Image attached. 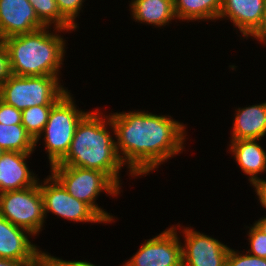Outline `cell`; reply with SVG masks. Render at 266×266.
Returning a JSON list of instances; mask_svg holds the SVG:
<instances>
[{
  "label": "cell",
  "mask_w": 266,
  "mask_h": 266,
  "mask_svg": "<svg viewBox=\"0 0 266 266\" xmlns=\"http://www.w3.org/2000/svg\"><path fill=\"white\" fill-rule=\"evenodd\" d=\"M12 75L8 51L5 44L0 40V85Z\"/></svg>",
  "instance_id": "obj_26"
},
{
  "label": "cell",
  "mask_w": 266,
  "mask_h": 266,
  "mask_svg": "<svg viewBox=\"0 0 266 266\" xmlns=\"http://www.w3.org/2000/svg\"><path fill=\"white\" fill-rule=\"evenodd\" d=\"M109 116L117 153L131 175H146L183 150L185 126L168 116L138 111Z\"/></svg>",
  "instance_id": "obj_1"
},
{
  "label": "cell",
  "mask_w": 266,
  "mask_h": 266,
  "mask_svg": "<svg viewBox=\"0 0 266 266\" xmlns=\"http://www.w3.org/2000/svg\"><path fill=\"white\" fill-rule=\"evenodd\" d=\"M123 266H183L182 246L171 227L144 243Z\"/></svg>",
  "instance_id": "obj_9"
},
{
  "label": "cell",
  "mask_w": 266,
  "mask_h": 266,
  "mask_svg": "<svg viewBox=\"0 0 266 266\" xmlns=\"http://www.w3.org/2000/svg\"><path fill=\"white\" fill-rule=\"evenodd\" d=\"M44 266H96L86 261H66L44 253Z\"/></svg>",
  "instance_id": "obj_27"
},
{
  "label": "cell",
  "mask_w": 266,
  "mask_h": 266,
  "mask_svg": "<svg viewBox=\"0 0 266 266\" xmlns=\"http://www.w3.org/2000/svg\"><path fill=\"white\" fill-rule=\"evenodd\" d=\"M232 139L261 140L266 135V102L246 108H238Z\"/></svg>",
  "instance_id": "obj_15"
},
{
  "label": "cell",
  "mask_w": 266,
  "mask_h": 266,
  "mask_svg": "<svg viewBox=\"0 0 266 266\" xmlns=\"http://www.w3.org/2000/svg\"><path fill=\"white\" fill-rule=\"evenodd\" d=\"M38 19L49 28L54 23L55 29L69 31L76 29L59 11L56 0H29Z\"/></svg>",
  "instance_id": "obj_20"
},
{
  "label": "cell",
  "mask_w": 266,
  "mask_h": 266,
  "mask_svg": "<svg viewBox=\"0 0 266 266\" xmlns=\"http://www.w3.org/2000/svg\"><path fill=\"white\" fill-rule=\"evenodd\" d=\"M252 185L256 188L255 191L262 207L266 208V180L258 179Z\"/></svg>",
  "instance_id": "obj_28"
},
{
  "label": "cell",
  "mask_w": 266,
  "mask_h": 266,
  "mask_svg": "<svg viewBox=\"0 0 266 266\" xmlns=\"http://www.w3.org/2000/svg\"><path fill=\"white\" fill-rule=\"evenodd\" d=\"M0 123L5 125L22 124V111L0 99Z\"/></svg>",
  "instance_id": "obj_25"
},
{
  "label": "cell",
  "mask_w": 266,
  "mask_h": 266,
  "mask_svg": "<svg viewBox=\"0 0 266 266\" xmlns=\"http://www.w3.org/2000/svg\"><path fill=\"white\" fill-rule=\"evenodd\" d=\"M56 76H17L12 74L0 85V99L19 110L54 105L68 91Z\"/></svg>",
  "instance_id": "obj_5"
},
{
  "label": "cell",
  "mask_w": 266,
  "mask_h": 266,
  "mask_svg": "<svg viewBox=\"0 0 266 266\" xmlns=\"http://www.w3.org/2000/svg\"><path fill=\"white\" fill-rule=\"evenodd\" d=\"M257 38L260 42H266V10L264 12L263 20L258 29L251 35Z\"/></svg>",
  "instance_id": "obj_30"
},
{
  "label": "cell",
  "mask_w": 266,
  "mask_h": 266,
  "mask_svg": "<svg viewBox=\"0 0 266 266\" xmlns=\"http://www.w3.org/2000/svg\"><path fill=\"white\" fill-rule=\"evenodd\" d=\"M98 113L88 112L78 123L70 149L58 165L98 170L119 186V171L124 164L117 153L116 141L106 130L110 116L106 122Z\"/></svg>",
  "instance_id": "obj_2"
},
{
  "label": "cell",
  "mask_w": 266,
  "mask_h": 266,
  "mask_svg": "<svg viewBox=\"0 0 266 266\" xmlns=\"http://www.w3.org/2000/svg\"><path fill=\"white\" fill-rule=\"evenodd\" d=\"M70 92L64 94L51 108L43 130L50 165L58 164L68 153L75 129L87 112L79 111Z\"/></svg>",
  "instance_id": "obj_6"
},
{
  "label": "cell",
  "mask_w": 266,
  "mask_h": 266,
  "mask_svg": "<svg viewBox=\"0 0 266 266\" xmlns=\"http://www.w3.org/2000/svg\"><path fill=\"white\" fill-rule=\"evenodd\" d=\"M40 191L45 217L47 212H52L76 222H105L88 204L71 196L52 174L40 184Z\"/></svg>",
  "instance_id": "obj_8"
},
{
  "label": "cell",
  "mask_w": 266,
  "mask_h": 266,
  "mask_svg": "<svg viewBox=\"0 0 266 266\" xmlns=\"http://www.w3.org/2000/svg\"><path fill=\"white\" fill-rule=\"evenodd\" d=\"M35 140L22 124L0 123V147L6 151L33 153Z\"/></svg>",
  "instance_id": "obj_19"
},
{
  "label": "cell",
  "mask_w": 266,
  "mask_h": 266,
  "mask_svg": "<svg viewBox=\"0 0 266 266\" xmlns=\"http://www.w3.org/2000/svg\"><path fill=\"white\" fill-rule=\"evenodd\" d=\"M230 150L236 162L245 174L250 175L251 184L258 180L257 174L266 171V152L257 143V139H232Z\"/></svg>",
  "instance_id": "obj_16"
},
{
  "label": "cell",
  "mask_w": 266,
  "mask_h": 266,
  "mask_svg": "<svg viewBox=\"0 0 266 266\" xmlns=\"http://www.w3.org/2000/svg\"><path fill=\"white\" fill-rule=\"evenodd\" d=\"M60 13L75 27V18L82 7L83 0H56Z\"/></svg>",
  "instance_id": "obj_24"
},
{
  "label": "cell",
  "mask_w": 266,
  "mask_h": 266,
  "mask_svg": "<svg viewBox=\"0 0 266 266\" xmlns=\"http://www.w3.org/2000/svg\"><path fill=\"white\" fill-rule=\"evenodd\" d=\"M0 266H44V261H16L0 258Z\"/></svg>",
  "instance_id": "obj_29"
},
{
  "label": "cell",
  "mask_w": 266,
  "mask_h": 266,
  "mask_svg": "<svg viewBox=\"0 0 266 266\" xmlns=\"http://www.w3.org/2000/svg\"><path fill=\"white\" fill-rule=\"evenodd\" d=\"M47 26L3 39L11 72L17 76H56L64 60L65 42Z\"/></svg>",
  "instance_id": "obj_3"
},
{
  "label": "cell",
  "mask_w": 266,
  "mask_h": 266,
  "mask_svg": "<svg viewBox=\"0 0 266 266\" xmlns=\"http://www.w3.org/2000/svg\"><path fill=\"white\" fill-rule=\"evenodd\" d=\"M52 106L53 105H36L22 110V125L35 140V144H37L43 133Z\"/></svg>",
  "instance_id": "obj_21"
},
{
  "label": "cell",
  "mask_w": 266,
  "mask_h": 266,
  "mask_svg": "<svg viewBox=\"0 0 266 266\" xmlns=\"http://www.w3.org/2000/svg\"><path fill=\"white\" fill-rule=\"evenodd\" d=\"M226 266H266V259L260 258L251 254H241L230 249Z\"/></svg>",
  "instance_id": "obj_22"
},
{
  "label": "cell",
  "mask_w": 266,
  "mask_h": 266,
  "mask_svg": "<svg viewBox=\"0 0 266 266\" xmlns=\"http://www.w3.org/2000/svg\"><path fill=\"white\" fill-rule=\"evenodd\" d=\"M265 10L266 0H222L218 18L228 17L248 37L261 25Z\"/></svg>",
  "instance_id": "obj_13"
},
{
  "label": "cell",
  "mask_w": 266,
  "mask_h": 266,
  "mask_svg": "<svg viewBox=\"0 0 266 266\" xmlns=\"http://www.w3.org/2000/svg\"><path fill=\"white\" fill-rule=\"evenodd\" d=\"M182 246L183 266H226L230 248L220 241L185 228Z\"/></svg>",
  "instance_id": "obj_10"
},
{
  "label": "cell",
  "mask_w": 266,
  "mask_h": 266,
  "mask_svg": "<svg viewBox=\"0 0 266 266\" xmlns=\"http://www.w3.org/2000/svg\"><path fill=\"white\" fill-rule=\"evenodd\" d=\"M28 230L0 216V258L16 261H44V252L31 244Z\"/></svg>",
  "instance_id": "obj_12"
},
{
  "label": "cell",
  "mask_w": 266,
  "mask_h": 266,
  "mask_svg": "<svg viewBox=\"0 0 266 266\" xmlns=\"http://www.w3.org/2000/svg\"><path fill=\"white\" fill-rule=\"evenodd\" d=\"M29 155L31 153L6 151L0 157V193L32 187L38 183L25 162Z\"/></svg>",
  "instance_id": "obj_14"
},
{
  "label": "cell",
  "mask_w": 266,
  "mask_h": 266,
  "mask_svg": "<svg viewBox=\"0 0 266 266\" xmlns=\"http://www.w3.org/2000/svg\"><path fill=\"white\" fill-rule=\"evenodd\" d=\"M5 153V151L0 147V157Z\"/></svg>",
  "instance_id": "obj_32"
},
{
  "label": "cell",
  "mask_w": 266,
  "mask_h": 266,
  "mask_svg": "<svg viewBox=\"0 0 266 266\" xmlns=\"http://www.w3.org/2000/svg\"><path fill=\"white\" fill-rule=\"evenodd\" d=\"M51 174L74 198L88 204L104 221L111 222L113 217L96 205V197L101 191L117 195L119 187L107 174L98 170L54 164Z\"/></svg>",
  "instance_id": "obj_4"
},
{
  "label": "cell",
  "mask_w": 266,
  "mask_h": 266,
  "mask_svg": "<svg viewBox=\"0 0 266 266\" xmlns=\"http://www.w3.org/2000/svg\"><path fill=\"white\" fill-rule=\"evenodd\" d=\"M0 216L15 226L28 230L31 235L40 232L45 218L40 183L0 193Z\"/></svg>",
  "instance_id": "obj_7"
},
{
  "label": "cell",
  "mask_w": 266,
  "mask_h": 266,
  "mask_svg": "<svg viewBox=\"0 0 266 266\" xmlns=\"http://www.w3.org/2000/svg\"><path fill=\"white\" fill-rule=\"evenodd\" d=\"M43 27L29 0H0V40Z\"/></svg>",
  "instance_id": "obj_11"
},
{
  "label": "cell",
  "mask_w": 266,
  "mask_h": 266,
  "mask_svg": "<svg viewBox=\"0 0 266 266\" xmlns=\"http://www.w3.org/2000/svg\"><path fill=\"white\" fill-rule=\"evenodd\" d=\"M133 19L159 26H165L176 17L174 0H132L130 4Z\"/></svg>",
  "instance_id": "obj_17"
},
{
  "label": "cell",
  "mask_w": 266,
  "mask_h": 266,
  "mask_svg": "<svg viewBox=\"0 0 266 266\" xmlns=\"http://www.w3.org/2000/svg\"><path fill=\"white\" fill-rule=\"evenodd\" d=\"M222 9V0H174L177 19L202 20L218 19Z\"/></svg>",
  "instance_id": "obj_18"
},
{
  "label": "cell",
  "mask_w": 266,
  "mask_h": 266,
  "mask_svg": "<svg viewBox=\"0 0 266 266\" xmlns=\"http://www.w3.org/2000/svg\"><path fill=\"white\" fill-rule=\"evenodd\" d=\"M254 226L266 235V217L260 218L256 221V223H254Z\"/></svg>",
  "instance_id": "obj_31"
},
{
  "label": "cell",
  "mask_w": 266,
  "mask_h": 266,
  "mask_svg": "<svg viewBox=\"0 0 266 266\" xmlns=\"http://www.w3.org/2000/svg\"><path fill=\"white\" fill-rule=\"evenodd\" d=\"M248 236L251 250H248L247 253L251 252V255L266 259V235L253 225Z\"/></svg>",
  "instance_id": "obj_23"
}]
</instances>
